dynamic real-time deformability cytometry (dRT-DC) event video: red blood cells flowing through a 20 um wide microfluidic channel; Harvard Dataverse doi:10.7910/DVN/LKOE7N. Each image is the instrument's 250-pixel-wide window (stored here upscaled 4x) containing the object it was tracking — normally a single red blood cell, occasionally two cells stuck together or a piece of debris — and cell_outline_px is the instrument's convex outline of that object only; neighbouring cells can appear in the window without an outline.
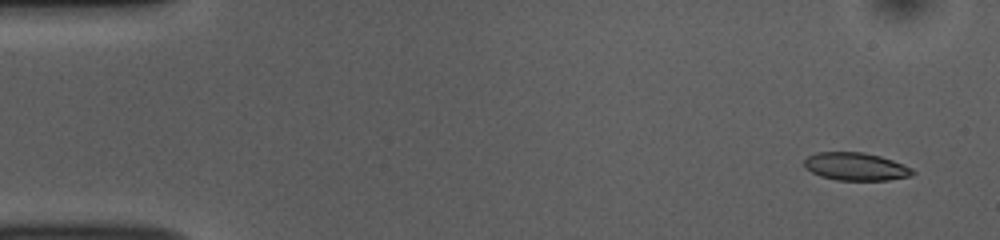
{"species": "common noctule bat (a hibernating species)", "species_latin": "Nyctalus noctula", "temperature_condition": "room temperature", "stored_images_in_passage": 51, "camera_frame_rate_fps": 3000, "um_per_image_px": 0.085, "animal": {"sex": "female", "body_mass_g": 10.0, "forearm_length_mm": 53.1}, "frame": {"image": 1, "passage_image": 1, "time_ms": 0.0, "image_size_px": [1000, 240], "cell_outline_px": [[916, 172], [912, 176], [888, 180], [836, 180], [820, 176], [804, 168], [804, 160], [808, 156], [816, 152], [864, 152], [880, 156], [904, 164], [912, 168]], "centroid_in_image_um": [72.75, 14.16], "position_along_channel_um": 12.3, "area_um2": 17.74}}
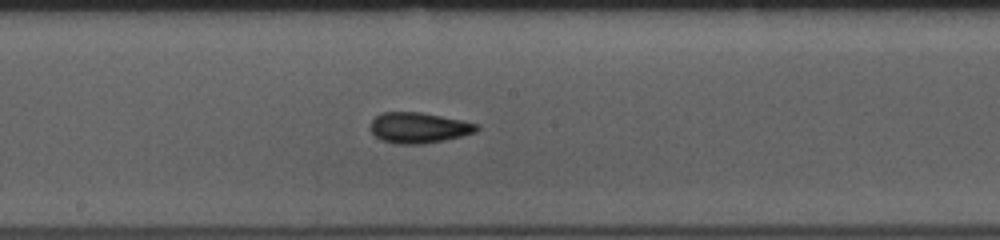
{"frame": {"image": 2, "passage_image": 26, "time_ms": 8.333, "image_size_px": [1000, 240], "cell_outline_px": [[480, 128], [476, 132], [444, 140], [420, 144], [396, 144], [384, 140], [376, 136], [368, 128], [372, 120], [380, 112], [420, 112], [480, 124]], "centroid_in_image_um": [35.58, 10.85], "position_along_channel_um": 212.6, "area_um2": 18.9}}
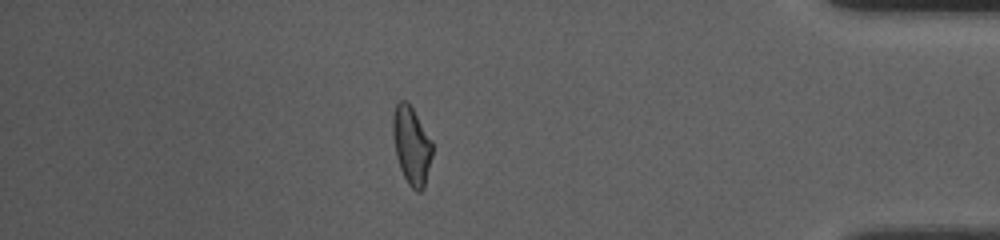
{"frame": {"image": 3, "passage_image": 44, "time_ms": 14.333, "image_size_px": [1000, 240], "cell_outline_px": [[432, 156], [424, 188], [420, 192], [416, 192], [408, 184], [400, 168], [396, 156], [392, 132], [392, 116], [396, 104], [400, 100], [404, 100], [412, 108], [432, 140]], "centroid_in_image_um": [34.97, 12.38], "position_along_channel_um": 400.2, "area_um2": 17.92}, "authors_computed_cell_mechanics": {"area_um2": 18.4382, "velocity_mm_per_s": 3.7669, "shape_relaxation_time_tau1_ms": 8.5811, "shape_relaxation_time_tau2_ms": 1.6366, "deformation_change_tau1": 0.1907, "deformation_change_tau2": 0.0878}}